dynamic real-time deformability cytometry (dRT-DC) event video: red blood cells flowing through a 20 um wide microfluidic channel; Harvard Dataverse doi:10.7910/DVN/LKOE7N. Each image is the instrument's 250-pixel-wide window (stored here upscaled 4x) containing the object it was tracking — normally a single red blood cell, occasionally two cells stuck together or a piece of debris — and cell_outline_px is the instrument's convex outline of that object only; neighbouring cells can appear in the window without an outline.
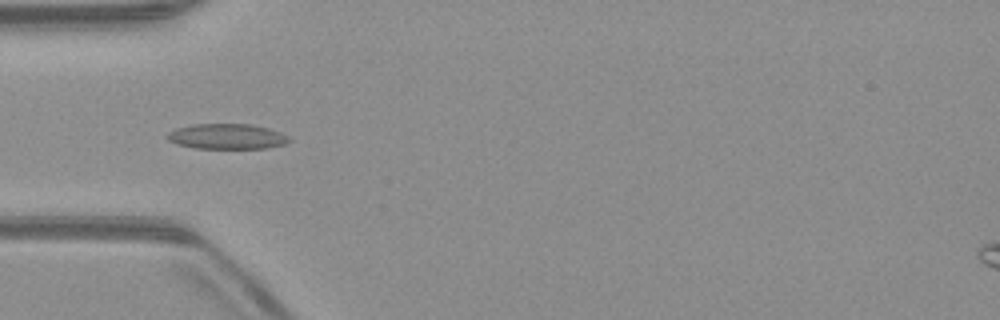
{"species": "common noctule bat (a hibernating species)", "species_latin": "Nyctalus noctula", "temperature_condition": "warm", "stored_images_in_passage": 51, "camera_frame_rate_fps": 3000, "um_per_image_px": 0.085, "animal": {"sex": "male", "body_mass_g": 23.1, "forearm_length_mm": 52.7}, "frame": {"image": 1, "passage_image": 16, "time_ms": 5.0, "image_size_px": [1000, 320], "cell_outline_px": [[292, 140], [284, 144], [268, 148], [196, 148], [176, 144], [168, 140], [164, 136], [168, 132], [176, 128], [192, 124], [252, 124], [268, 128], [280, 132], [288, 136]], "centroid_in_image_um": [19.27, 11.59], "position_along_channel_um": 65.7, "area_um2": 18.09}}
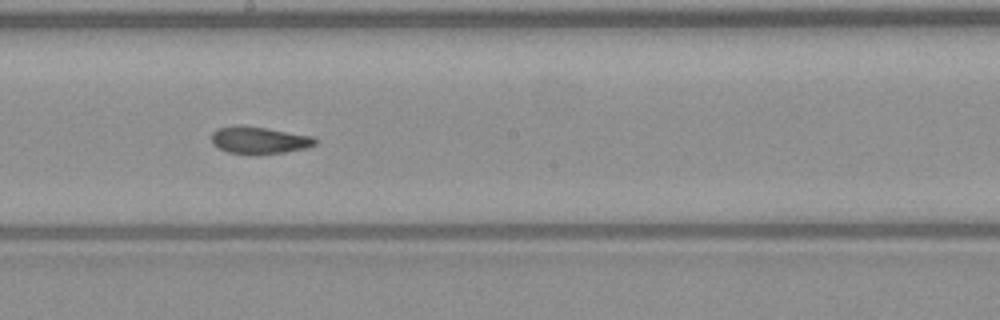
{"frame": {"image": 2, "passage_image": 28, "time_ms": 9.0, "image_size_px": [1000, 320], "cell_outline_px": [[320, 140], [316, 144], [308, 148], [284, 152], [228, 152], [212, 144], [212, 132], [216, 128], [236, 124], [240, 124], [312, 136]], "centroid_in_image_um": [22.04, 11.87], "position_along_channel_um": 226.2, "area_um2": 16.01}}
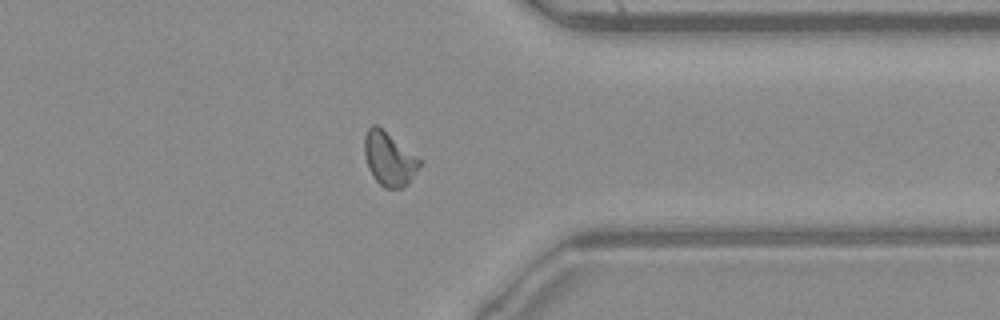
{"frame": {"image": 3, "passage_image": 40, "time_ms": 13.0, "image_size_px": [1000, 320], "cell_outline_px": [[424, 164], [408, 184], [400, 188], [384, 188], [372, 176], [368, 168], [364, 152], [364, 136], [368, 128], [372, 124], [376, 124], [424, 160]], "centroid_in_image_um": [33.12, 13.51], "position_along_channel_um": 378.3, "area_um2": 17.69}, "authors_computed_cell_mechanics": {"area_um2": 17.1088, "velocity_mm_per_s": 3.9991, "shape_relaxation_time_tau1_ms": 7.9627, "shape_relaxation_time_tau2_ms": 1.6857, "deformation_change_tau1": 0.1677, "deformation_change_tau2": 0.0655}}